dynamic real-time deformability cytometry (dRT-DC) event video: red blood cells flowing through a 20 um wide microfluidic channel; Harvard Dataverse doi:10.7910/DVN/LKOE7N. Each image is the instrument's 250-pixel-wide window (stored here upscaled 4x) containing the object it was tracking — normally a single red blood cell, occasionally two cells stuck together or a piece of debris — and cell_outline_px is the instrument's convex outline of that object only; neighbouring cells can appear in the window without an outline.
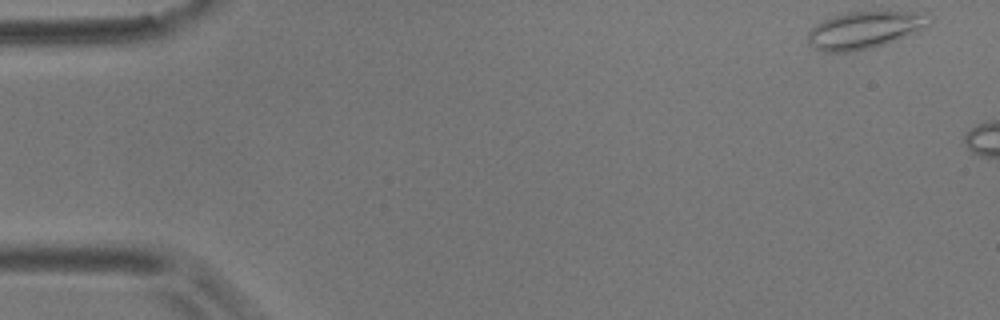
{"species": "common noctule bat (a hibernating species)", "species_latin": "Nyctalus noctula", "temperature_condition": "room temperature", "stored_images_in_passage": 5, "camera_frame_rate_fps": 3000, "um_per_image_px": 0.085, "animal": {"sex": "male", "body_mass_g": 17.9}, "frame": {"image": 1, "passage_image": 1, "time_ms": 0.0, "image_size_px": [1000, 320], "cell_outline_px": [[932, 20], [924, 28], [916, 32], [896, 40], [872, 48], [852, 52], [824, 52], [816, 48], [808, 40], [808, 32], [816, 24], [832, 16], [848, 12], [908, 12], [932, 16]], "centroid_in_image_um": [73.48, 2.56], "position_along_channel_um": 11.5, "area_um2": 25.95}}